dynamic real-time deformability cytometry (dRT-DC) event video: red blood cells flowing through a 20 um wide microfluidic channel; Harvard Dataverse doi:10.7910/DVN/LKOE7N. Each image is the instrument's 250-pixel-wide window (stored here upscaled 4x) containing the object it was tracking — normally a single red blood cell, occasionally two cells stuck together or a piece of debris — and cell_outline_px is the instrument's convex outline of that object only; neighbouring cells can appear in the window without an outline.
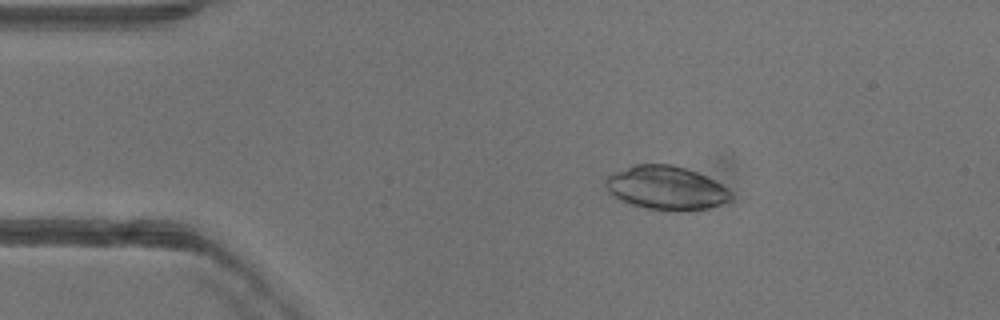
{"species": "common noctule bat (a hibernating species)", "species_latin": "Nyctalus noctula", "temperature_condition": "warm", "stored_images_in_passage": 51, "camera_frame_rate_fps": 3000, "um_per_image_px": 0.085, "animal": {"sex": "female"}, "frame": {"image": 1, "passage_image": 9, "time_ms": 2.667, "image_size_px": [1000, 320], "cell_outline_px": [[732, 200], [708, 208], [688, 212], [672, 212], [648, 208], [632, 204], [608, 192], [604, 184], [604, 180], [608, 176], [632, 164], [672, 164], [708, 176], [728, 188], [732, 192]], "centroid_in_image_um": [56.67, 15.98], "position_along_channel_um": 28.3, "area_um2": 32.19}}
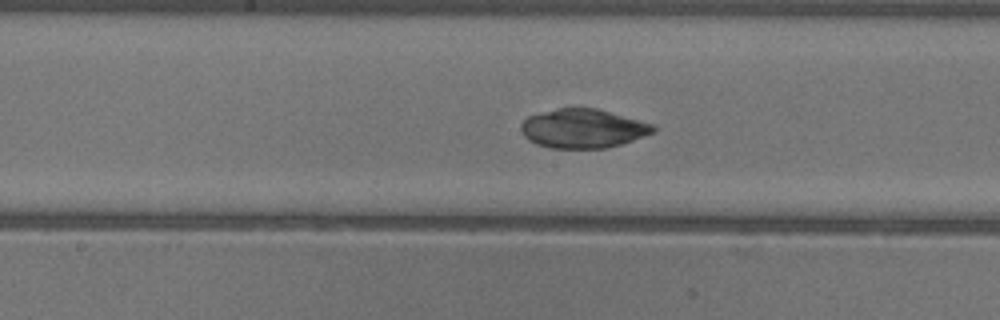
{"frame": {"image": 2, "passage_image": 26, "time_ms": 8.333, "image_size_px": [1000, 320], "cell_outline_px": [[656, 132], [620, 144], [604, 148], [552, 148], [536, 144], [528, 140], [524, 136], [520, 128], [520, 124], [528, 116], [560, 108], [596, 108], [652, 124], [656, 128]], "centroid_in_image_um": [49.53, 10.93], "position_along_channel_um": 198.7, "area_um2": 29.77}}
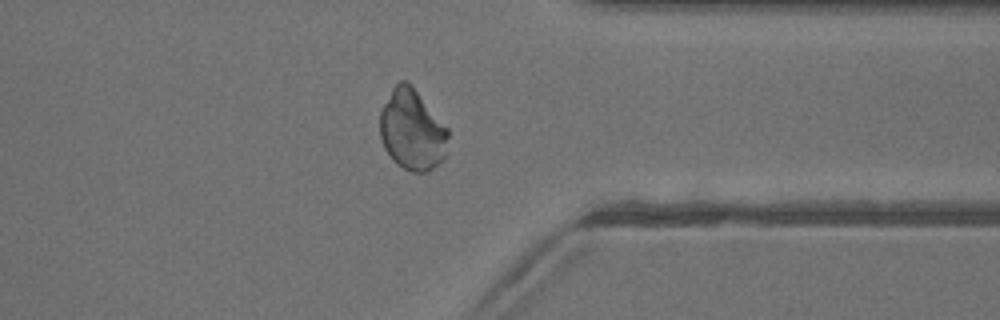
{"frame": {"image": 3, "passage_image": 40, "time_ms": 13.0, "image_size_px": [1000, 320], "cell_outline_px": [[448, 136], [444, 160], [428, 172], [412, 172], [396, 164], [392, 160], [384, 148], [380, 136], [380, 112], [392, 88], [400, 80], [408, 80], [412, 84], [448, 128]], "centroid_in_image_um": [35.03, 11.04], "position_along_channel_um": 376.4, "area_um2": 32.37}}